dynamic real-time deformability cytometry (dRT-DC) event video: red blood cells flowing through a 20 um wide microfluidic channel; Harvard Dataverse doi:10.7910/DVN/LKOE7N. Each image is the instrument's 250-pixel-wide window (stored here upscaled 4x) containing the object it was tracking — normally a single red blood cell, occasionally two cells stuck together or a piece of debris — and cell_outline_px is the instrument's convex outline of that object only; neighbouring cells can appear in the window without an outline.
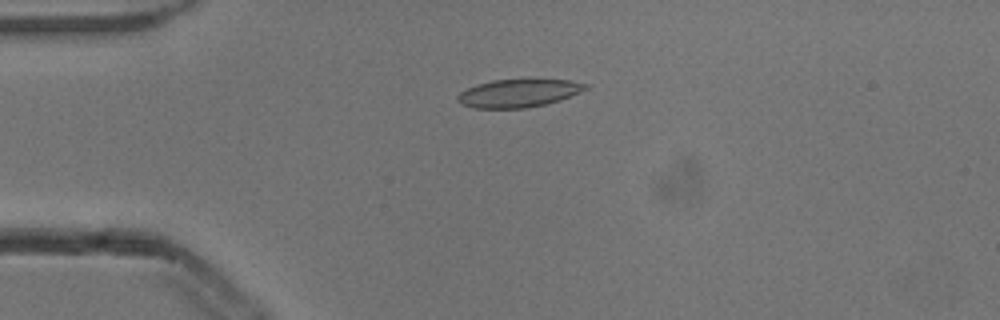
{"species": "common noctule bat (a hibernating species)", "species_latin": "Nyctalus noctula", "temperature_condition": "cold", "stored_images_in_passage": 3, "camera_frame_rate_fps": 3000, "um_per_image_px": 0.085, "animal": {"sex": "male", "body_mass_g": 13.3}, "frame": {"image": 1, "passage_image": 2, "time_ms": 0.333, "image_size_px": [1000, 320], "cell_outline_px": [[592, 84], [588, 88], [580, 92], [560, 100], [544, 104], [524, 108], [472, 108], [460, 104], [456, 100], [456, 96], [460, 92], [476, 84], [492, 80], [572, 80]], "centroid_in_image_um": [44.07, 7.92], "position_along_channel_um": 40.9, "area_um2": 20.92}}